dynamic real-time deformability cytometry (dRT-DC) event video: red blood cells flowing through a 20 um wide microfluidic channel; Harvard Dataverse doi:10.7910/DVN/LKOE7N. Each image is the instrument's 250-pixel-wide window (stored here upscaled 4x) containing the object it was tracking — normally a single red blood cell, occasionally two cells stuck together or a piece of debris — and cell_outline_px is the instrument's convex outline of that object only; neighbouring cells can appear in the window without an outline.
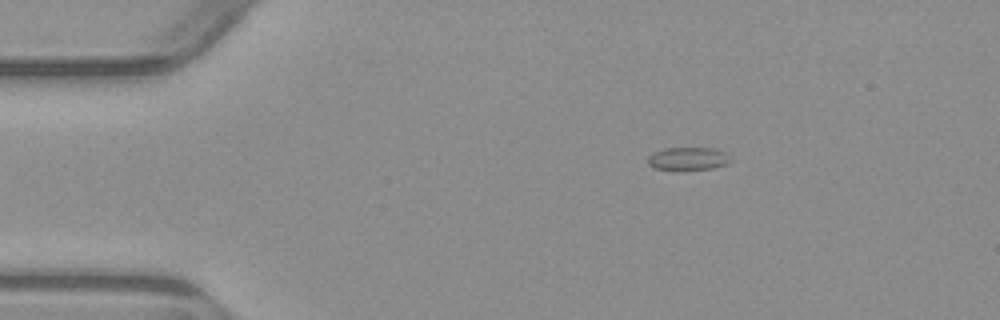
{"species": "common noctule bat (a hibernating species)", "species_latin": "Nyctalus noctula", "temperature_condition": "warm", "stored_images_in_passage": 2, "camera_frame_rate_fps": 3000, "um_per_image_px": 0.085, "animal": {"sex": "male", "body_mass_g": 23.1, "forearm_length_mm": 52.7}, "frame": {"image": 1, "passage_image": 1, "time_ms": 0.0, "image_size_px": [1000, 320], "cell_outline_px": [[732, 160], [728, 164], [712, 168], [680, 172], [676, 172], [652, 168], [648, 164], [648, 156], [652, 152], [664, 148], [712, 148], [724, 152]], "centroid_in_image_um": [58.42, 13.53], "position_along_channel_um": 26.6, "area_um2": 11.62}}